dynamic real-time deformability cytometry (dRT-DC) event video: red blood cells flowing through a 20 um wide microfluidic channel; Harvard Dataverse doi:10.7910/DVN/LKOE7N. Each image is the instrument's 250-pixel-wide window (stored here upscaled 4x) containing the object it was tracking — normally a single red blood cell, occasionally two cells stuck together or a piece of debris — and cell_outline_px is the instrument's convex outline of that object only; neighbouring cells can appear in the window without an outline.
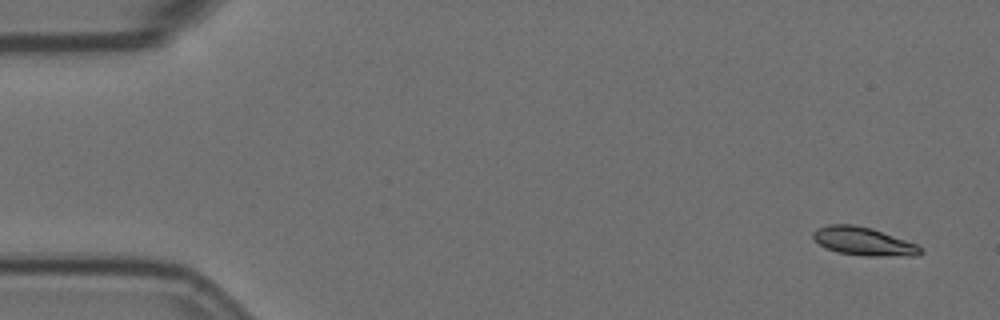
{"species": "Egyptian fruit bat (a non-hibernating species)", "species_latin": "Rousettus aegyptiacus", "temperature_condition": "room temperature", "stored_images_in_passage": 55, "camera_frame_rate_fps": 3000, "um_per_image_px": 0.085, "animal": {"sex": "female"}, "frame": {"image": 1, "passage_image": 1, "time_ms": 0.0, "image_size_px": [1000, 320], "cell_outline_px": [[924, 252], [916, 256], [864, 256], [836, 252], [820, 244], [812, 236], [812, 232], [816, 228], [828, 224], [852, 224], [872, 228], [916, 244]], "centroid_in_image_um": [73.39, 20.51], "position_along_channel_um": 11.6, "area_um2": 17.69}}
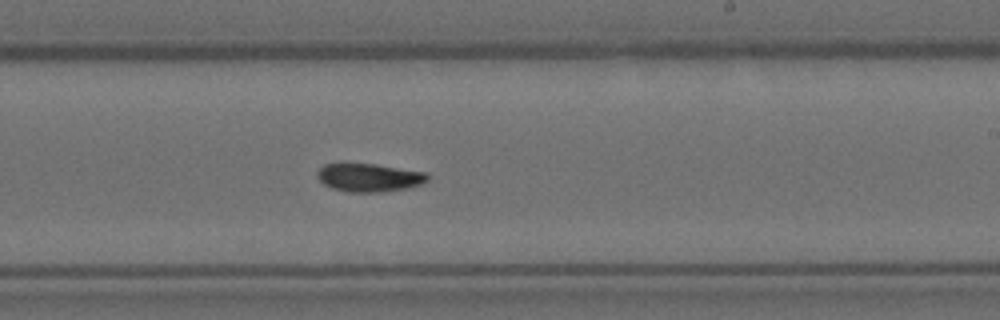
{"frame": {"image": 2, "passage_image": 32, "time_ms": 10.333, "image_size_px": [1000, 320], "cell_outline_px": [[428, 180], [420, 184], [408, 188], [380, 192], [348, 192], [332, 188], [324, 184], [316, 176], [316, 172], [324, 164], [376, 164], [428, 172]], "centroid_in_image_um": [31.39, 15.09], "position_along_channel_um": 257.6, "area_um2": 18.15}}
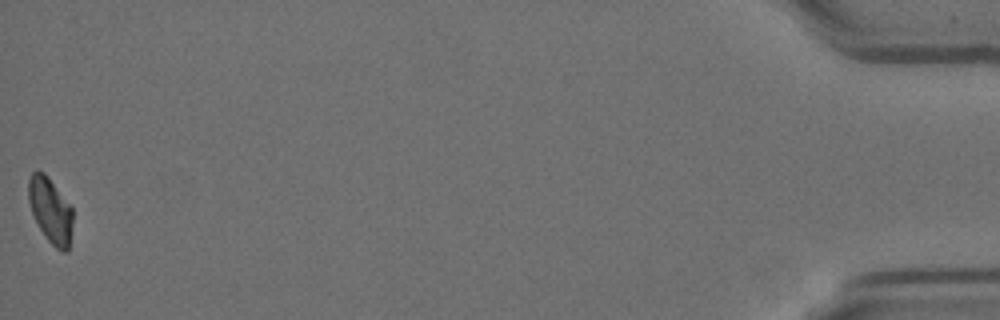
{"frame": {"image": 3, "passage_image": 55, "time_ms": 18.0, "image_size_px": [1000, 320], "cell_outline_px": [[72, 224], [68, 252], [60, 252], [44, 236], [32, 212], [28, 200], [28, 180], [32, 172], [36, 168], [44, 172], [48, 176], [72, 208]], "centroid_in_image_um": [4.27, 17.86], "position_along_channel_um": 430.9, "area_um2": 16.88}, "authors_computed_cell_mechanics": {"area_um2": 17.7446, "velocity_mm_per_s": 3.5666, "shape_relaxation_time_tau1_ms": 6.5343, "shape_relaxation_time_tau2_ms": 10.0837, "deformation_change_tau1": 0.1709, "deformation_change_tau2": 0.1157}}